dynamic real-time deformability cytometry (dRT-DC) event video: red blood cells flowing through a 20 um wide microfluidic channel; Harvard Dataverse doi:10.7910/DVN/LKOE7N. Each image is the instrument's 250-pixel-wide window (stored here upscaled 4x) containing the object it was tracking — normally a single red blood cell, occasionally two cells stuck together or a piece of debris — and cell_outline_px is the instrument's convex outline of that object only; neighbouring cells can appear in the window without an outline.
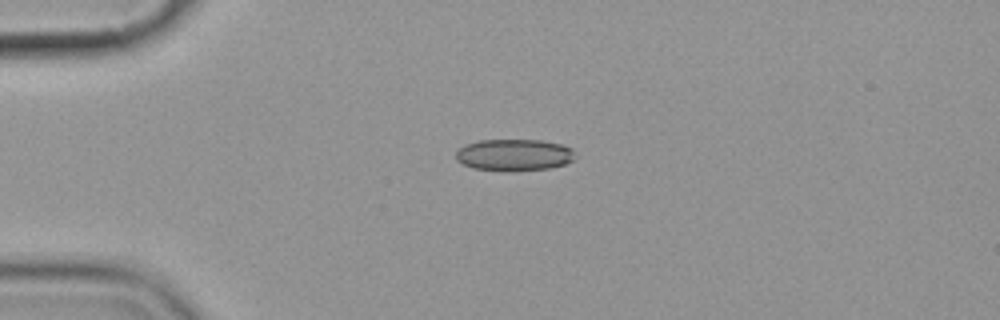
{"species": "common noctule bat (a hibernating species)", "species_latin": "Nyctalus noctula", "temperature_condition": "cold", "stored_images_in_passage": 2, "camera_frame_rate_fps": 3000, "um_per_image_px": 0.085, "animal": {"sex": "female", "body_mass_g": 19.9}, "frame": {"image": 1, "passage_image": 1, "time_ms": 0.0, "image_size_px": [1000, 320], "cell_outline_px": [[576, 156], [572, 160], [564, 164], [548, 168], [508, 172], [504, 172], [472, 168], [456, 160], [456, 152], [464, 144], [480, 140], [540, 140], [564, 144], [572, 148]], "centroid_in_image_um": [43.7, 13.17], "position_along_channel_um": 41.3, "area_um2": 22.37}}